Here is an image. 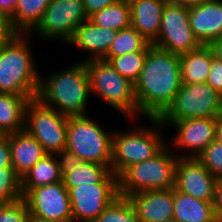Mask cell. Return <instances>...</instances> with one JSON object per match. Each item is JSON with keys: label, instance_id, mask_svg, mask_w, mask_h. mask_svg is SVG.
<instances>
[{"label": "cell", "instance_id": "6da1fadb", "mask_svg": "<svg viewBox=\"0 0 222 222\" xmlns=\"http://www.w3.org/2000/svg\"><path fill=\"white\" fill-rule=\"evenodd\" d=\"M134 85L139 117L159 118L182 85L180 55L151 44Z\"/></svg>", "mask_w": 222, "mask_h": 222}, {"label": "cell", "instance_id": "7a4b0ae2", "mask_svg": "<svg viewBox=\"0 0 222 222\" xmlns=\"http://www.w3.org/2000/svg\"><path fill=\"white\" fill-rule=\"evenodd\" d=\"M44 79L40 76L38 98L43 104L54 108L66 117L88 115L90 78L85 62L76 63L50 73Z\"/></svg>", "mask_w": 222, "mask_h": 222}, {"label": "cell", "instance_id": "3957f363", "mask_svg": "<svg viewBox=\"0 0 222 222\" xmlns=\"http://www.w3.org/2000/svg\"><path fill=\"white\" fill-rule=\"evenodd\" d=\"M30 34L17 33L0 47V93L36 98L40 76Z\"/></svg>", "mask_w": 222, "mask_h": 222}, {"label": "cell", "instance_id": "277c9868", "mask_svg": "<svg viewBox=\"0 0 222 222\" xmlns=\"http://www.w3.org/2000/svg\"><path fill=\"white\" fill-rule=\"evenodd\" d=\"M147 121L149 125L137 123L127 130L113 131L111 172L116 176L130 165L153 158L167 145V137L163 135L165 126L158 118Z\"/></svg>", "mask_w": 222, "mask_h": 222}, {"label": "cell", "instance_id": "5b68a950", "mask_svg": "<svg viewBox=\"0 0 222 222\" xmlns=\"http://www.w3.org/2000/svg\"><path fill=\"white\" fill-rule=\"evenodd\" d=\"M177 158L166 145L153 158L128 166L118 175L119 195L127 198L139 192L174 188Z\"/></svg>", "mask_w": 222, "mask_h": 222}, {"label": "cell", "instance_id": "8992f818", "mask_svg": "<svg viewBox=\"0 0 222 222\" xmlns=\"http://www.w3.org/2000/svg\"><path fill=\"white\" fill-rule=\"evenodd\" d=\"M85 65L90 78L91 95L99 97L125 117L137 120L139 110L134 83L121 76L104 59L89 60L85 62Z\"/></svg>", "mask_w": 222, "mask_h": 222}, {"label": "cell", "instance_id": "52a82bcc", "mask_svg": "<svg viewBox=\"0 0 222 222\" xmlns=\"http://www.w3.org/2000/svg\"><path fill=\"white\" fill-rule=\"evenodd\" d=\"M89 115L68 117L66 149L84 162L111 166L113 131L104 130Z\"/></svg>", "mask_w": 222, "mask_h": 222}, {"label": "cell", "instance_id": "ba28073f", "mask_svg": "<svg viewBox=\"0 0 222 222\" xmlns=\"http://www.w3.org/2000/svg\"><path fill=\"white\" fill-rule=\"evenodd\" d=\"M220 116H222L221 95L206 82H202L182 84L172 104L158 119L167 127L166 125L172 121Z\"/></svg>", "mask_w": 222, "mask_h": 222}, {"label": "cell", "instance_id": "9c48e42d", "mask_svg": "<svg viewBox=\"0 0 222 222\" xmlns=\"http://www.w3.org/2000/svg\"><path fill=\"white\" fill-rule=\"evenodd\" d=\"M67 121L68 117L33 98L26 107L24 130L42 145L47 154H56L66 148Z\"/></svg>", "mask_w": 222, "mask_h": 222}, {"label": "cell", "instance_id": "30bf717a", "mask_svg": "<svg viewBox=\"0 0 222 222\" xmlns=\"http://www.w3.org/2000/svg\"><path fill=\"white\" fill-rule=\"evenodd\" d=\"M88 19L83 0H50L42 19L29 34L48 41L55 38L65 45L76 28Z\"/></svg>", "mask_w": 222, "mask_h": 222}, {"label": "cell", "instance_id": "8fae6325", "mask_svg": "<svg viewBox=\"0 0 222 222\" xmlns=\"http://www.w3.org/2000/svg\"><path fill=\"white\" fill-rule=\"evenodd\" d=\"M153 45L178 55L201 46L190 26L189 7L165 4L159 35Z\"/></svg>", "mask_w": 222, "mask_h": 222}, {"label": "cell", "instance_id": "7c38bea8", "mask_svg": "<svg viewBox=\"0 0 222 222\" xmlns=\"http://www.w3.org/2000/svg\"><path fill=\"white\" fill-rule=\"evenodd\" d=\"M68 192L73 222H93L120 196L118 183L78 185Z\"/></svg>", "mask_w": 222, "mask_h": 222}, {"label": "cell", "instance_id": "4fadbf2b", "mask_svg": "<svg viewBox=\"0 0 222 222\" xmlns=\"http://www.w3.org/2000/svg\"><path fill=\"white\" fill-rule=\"evenodd\" d=\"M218 118H192L172 121L169 126L176 131L168 146L176 152L178 157L196 158L209 144L215 141L216 121ZM175 148V149H173ZM185 151V153H184ZM183 152V153H182ZM187 153V154H186Z\"/></svg>", "mask_w": 222, "mask_h": 222}, {"label": "cell", "instance_id": "5bb4252c", "mask_svg": "<svg viewBox=\"0 0 222 222\" xmlns=\"http://www.w3.org/2000/svg\"><path fill=\"white\" fill-rule=\"evenodd\" d=\"M23 198L33 216L73 222L69 192L63 181L33 188Z\"/></svg>", "mask_w": 222, "mask_h": 222}, {"label": "cell", "instance_id": "9a60e30c", "mask_svg": "<svg viewBox=\"0 0 222 222\" xmlns=\"http://www.w3.org/2000/svg\"><path fill=\"white\" fill-rule=\"evenodd\" d=\"M218 179L197 159L178 157L174 188L202 201H214Z\"/></svg>", "mask_w": 222, "mask_h": 222}, {"label": "cell", "instance_id": "2e32d148", "mask_svg": "<svg viewBox=\"0 0 222 222\" xmlns=\"http://www.w3.org/2000/svg\"><path fill=\"white\" fill-rule=\"evenodd\" d=\"M140 222H167L173 220L174 188L149 190L129 195Z\"/></svg>", "mask_w": 222, "mask_h": 222}, {"label": "cell", "instance_id": "e0dca14e", "mask_svg": "<svg viewBox=\"0 0 222 222\" xmlns=\"http://www.w3.org/2000/svg\"><path fill=\"white\" fill-rule=\"evenodd\" d=\"M116 33L117 30L99 27L88 19L76 28L66 45L75 46L81 51L87 52L88 56L79 59L82 62L103 59L107 55Z\"/></svg>", "mask_w": 222, "mask_h": 222}, {"label": "cell", "instance_id": "ac0fdd59", "mask_svg": "<svg viewBox=\"0 0 222 222\" xmlns=\"http://www.w3.org/2000/svg\"><path fill=\"white\" fill-rule=\"evenodd\" d=\"M189 22L201 45L222 38V0H208L189 7Z\"/></svg>", "mask_w": 222, "mask_h": 222}, {"label": "cell", "instance_id": "d6986e66", "mask_svg": "<svg viewBox=\"0 0 222 222\" xmlns=\"http://www.w3.org/2000/svg\"><path fill=\"white\" fill-rule=\"evenodd\" d=\"M11 149L12 167L22 179L23 176L47 153L42 145L26 130L7 134Z\"/></svg>", "mask_w": 222, "mask_h": 222}, {"label": "cell", "instance_id": "ffe728a7", "mask_svg": "<svg viewBox=\"0 0 222 222\" xmlns=\"http://www.w3.org/2000/svg\"><path fill=\"white\" fill-rule=\"evenodd\" d=\"M167 0H137L130 4L131 26L153 44L159 35Z\"/></svg>", "mask_w": 222, "mask_h": 222}, {"label": "cell", "instance_id": "44dd1931", "mask_svg": "<svg viewBox=\"0 0 222 222\" xmlns=\"http://www.w3.org/2000/svg\"><path fill=\"white\" fill-rule=\"evenodd\" d=\"M173 220L179 222H219L213 201H202L174 188Z\"/></svg>", "mask_w": 222, "mask_h": 222}, {"label": "cell", "instance_id": "7402d4cb", "mask_svg": "<svg viewBox=\"0 0 222 222\" xmlns=\"http://www.w3.org/2000/svg\"><path fill=\"white\" fill-rule=\"evenodd\" d=\"M213 53L208 45L180 55V74L182 84L206 82Z\"/></svg>", "mask_w": 222, "mask_h": 222}, {"label": "cell", "instance_id": "603a6c76", "mask_svg": "<svg viewBox=\"0 0 222 222\" xmlns=\"http://www.w3.org/2000/svg\"><path fill=\"white\" fill-rule=\"evenodd\" d=\"M30 96L0 93V134L16 133L25 128V113Z\"/></svg>", "mask_w": 222, "mask_h": 222}, {"label": "cell", "instance_id": "cb8c5ba5", "mask_svg": "<svg viewBox=\"0 0 222 222\" xmlns=\"http://www.w3.org/2000/svg\"><path fill=\"white\" fill-rule=\"evenodd\" d=\"M62 181L67 190H69L78 185L118 183V176L111 172V166L83 161L71 169V171L62 178Z\"/></svg>", "mask_w": 222, "mask_h": 222}, {"label": "cell", "instance_id": "d4e9b609", "mask_svg": "<svg viewBox=\"0 0 222 222\" xmlns=\"http://www.w3.org/2000/svg\"><path fill=\"white\" fill-rule=\"evenodd\" d=\"M61 181L62 177L55 154H46L21 179L22 195L24 197L33 188Z\"/></svg>", "mask_w": 222, "mask_h": 222}, {"label": "cell", "instance_id": "484cf974", "mask_svg": "<svg viewBox=\"0 0 222 222\" xmlns=\"http://www.w3.org/2000/svg\"><path fill=\"white\" fill-rule=\"evenodd\" d=\"M50 0H18L10 22L17 33L29 34L43 17Z\"/></svg>", "mask_w": 222, "mask_h": 222}, {"label": "cell", "instance_id": "4316f807", "mask_svg": "<svg viewBox=\"0 0 222 222\" xmlns=\"http://www.w3.org/2000/svg\"><path fill=\"white\" fill-rule=\"evenodd\" d=\"M151 43L146 40L135 28L132 26L117 31L112 45L103 58L108 61L111 57H117L127 53L136 51H148Z\"/></svg>", "mask_w": 222, "mask_h": 222}, {"label": "cell", "instance_id": "83f0119b", "mask_svg": "<svg viewBox=\"0 0 222 222\" xmlns=\"http://www.w3.org/2000/svg\"><path fill=\"white\" fill-rule=\"evenodd\" d=\"M89 20L95 25L107 29L121 30L131 26L130 5L115 2L114 4L94 13Z\"/></svg>", "mask_w": 222, "mask_h": 222}, {"label": "cell", "instance_id": "f1b7e54d", "mask_svg": "<svg viewBox=\"0 0 222 222\" xmlns=\"http://www.w3.org/2000/svg\"><path fill=\"white\" fill-rule=\"evenodd\" d=\"M146 55L147 51H136L111 57L108 62L121 76L135 84L140 77Z\"/></svg>", "mask_w": 222, "mask_h": 222}, {"label": "cell", "instance_id": "f546056e", "mask_svg": "<svg viewBox=\"0 0 222 222\" xmlns=\"http://www.w3.org/2000/svg\"><path fill=\"white\" fill-rule=\"evenodd\" d=\"M93 222H140L128 198L119 196Z\"/></svg>", "mask_w": 222, "mask_h": 222}, {"label": "cell", "instance_id": "4dcf8cb0", "mask_svg": "<svg viewBox=\"0 0 222 222\" xmlns=\"http://www.w3.org/2000/svg\"><path fill=\"white\" fill-rule=\"evenodd\" d=\"M22 197L21 178L14 168H0V204L11 203Z\"/></svg>", "mask_w": 222, "mask_h": 222}, {"label": "cell", "instance_id": "1f68e13d", "mask_svg": "<svg viewBox=\"0 0 222 222\" xmlns=\"http://www.w3.org/2000/svg\"><path fill=\"white\" fill-rule=\"evenodd\" d=\"M218 180L222 179V145L213 141L196 157Z\"/></svg>", "mask_w": 222, "mask_h": 222}, {"label": "cell", "instance_id": "d6a6232c", "mask_svg": "<svg viewBox=\"0 0 222 222\" xmlns=\"http://www.w3.org/2000/svg\"><path fill=\"white\" fill-rule=\"evenodd\" d=\"M29 207L22 197L17 201L0 204V222H27Z\"/></svg>", "mask_w": 222, "mask_h": 222}, {"label": "cell", "instance_id": "836d02e7", "mask_svg": "<svg viewBox=\"0 0 222 222\" xmlns=\"http://www.w3.org/2000/svg\"><path fill=\"white\" fill-rule=\"evenodd\" d=\"M55 156L58 161L59 172L62 178L68 174L71 169L83 162V160L78 155L67 150L66 148L56 153Z\"/></svg>", "mask_w": 222, "mask_h": 222}, {"label": "cell", "instance_id": "e575fe53", "mask_svg": "<svg viewBox=\"0 0 222 222\" xmlns=\"http://www.w3.org/2000/svg\"><path fill=\"white\" fill-rule=\"evenodd\" d=\"M206 83L219 94L222 93V62L214 57L212 58Z\"/></svg>", "mask_w": 222, "mask_h": 222}, {"label": "cell", "instance_id": "d590c367", "mask_svg": "<svg viewBox=\"0 0 222 222\" xmlns=\"http://www.w3.org/2000/svg\"><path fill=\"white\" fill-rule=\"evenodd\" d=\"M17 32L13 29L10 17L0 10V47L10 41Z\"/></svg>", "mask_w": 222, "mask_h": 222}, {"label": "cell", "instance_id": "8d00e7d4", "mask_svg": "<svg viewBox=\"0 0 222 222\" xmlns=\"http://www.w3.org/2000/svg\"><path fill=\"white\" fill-rule=\"evenodd\" d=\"M12 167L11 149L7 134H0V168Z\"/></svg>", "mask_w": 222, "mask_h": 222}, {"label": "cell", "instance_id": "74e56055", "mask_svg": "<svg viewBox=\"0 0 222 222\" xmlns=\"http://www.w3.org/2000/svg\"><path fill=\"white\" fill-rule=\"evenodd\" d=\"M117 0H83L88 18L94 13L114 4Z\"/></svg>", "mask_w": 222, "mask_h": 222}, {"label": "cell", "instance_id": "f35d334b", "mask_svg": "<svg viewBox=\"0 0 222 222\" xmlns=\"http://www.w3.org/2000/svg\"><path fill=\"white\" fill-rule=\"evenodd\" d=\"M213 205L218 221L222 222V179L217 182Z\"/></svg>", "mask_w": 222, "mask_h": 222}, {"label": "cell", "instance_id": "ab89813d", "mask_svg": "<svg viewBox=\"0 0 222 222\" xmlns=\"http://www.w3.org/2000/svg\"><path fill=\"white\" fill-rule=\"evenodd\" d=\"M18 0H0V10L11 17L15 11Z\"/></svg>", "mask_w": 222, "mask_h": 222}, {"label": "cell", "instance_id": "60d3db41", "mask_svg": "<svg viewBox=\"0 0 222 222\" xmlns=\"http://www.w3.org/2000/svg\"><path fill=\"white\" fill-rule=\"evenodd\" d=\"M208 46L214 58L222 62V38L213 40Z\"/></svg>", "mask_w": 222, "mask_h": 222}, {"label": "cell", "instance_id": "b9f144b4", "mask_svg": "<svg viewBox=\"0 0 222 222\" xmlns=\"http://www.w3.org/2000/svg\"><path fill=\"white\" fill-rule=\"evenodd\" d=\"M168 2L176 5L191 7L201 4L202 2L208 1V0H167Z\"/></svg>", "mask_w": 222, "mask_h": 222}, {"label": "cell", "instance_id": "7bdbcfd3", "mask_svg": "<svg viewBox=\"0 0 222 222\" xmlns=\"http://www.w3.org/2000/svg\"><path fill=\"white\" fill-rule=\"evenodd\" d=\"M215 141L222 145V116L216 121Z\"/></svg>", "mask_w": 222, "mask_h": 222}, {"label": "cell", "instance_id": "ee69618b", "mask_svg": "<svg viewBox=\"0 0 222 222\" xmlns=\"http://www.w3.org/2000/svg\"><path fill=\"white\" fill-rule=\"evenodd\" d=\"M27 222H61V221L47 220V219H43V218L29 214Z\"/></svg>", "mask_w": 222, "mask_h": 222}, {"label": "cell", "instance_id": "f6af8a7d", "mask_svg": "<svg viewBox=\"0 0 222 222\" xmlns=\"http://www.w3.org/2000/svg\"><path fill=\"white\" fill-rule=\"evenodd\" d=\"M135 1H137V0H117V2L129 4V5H130L131 3H133V2H135Z\"/></svg>", "mask_w": 222, "mask_h": 222}, {"label": "cell", "instance_id": "bcb514c9", "mask_svg": "<svg viewBox=\"0 0 222 222\" xmlns=\"http://www.w3.org/2000/svg\"><path fill=\"white\" fill-rule=\"evenodd\" d=\"M167 222H179V221H175V220H170V221H167Z\"/></svg>", "mask_w": 222, "mask_h": 222}]
</instances>
